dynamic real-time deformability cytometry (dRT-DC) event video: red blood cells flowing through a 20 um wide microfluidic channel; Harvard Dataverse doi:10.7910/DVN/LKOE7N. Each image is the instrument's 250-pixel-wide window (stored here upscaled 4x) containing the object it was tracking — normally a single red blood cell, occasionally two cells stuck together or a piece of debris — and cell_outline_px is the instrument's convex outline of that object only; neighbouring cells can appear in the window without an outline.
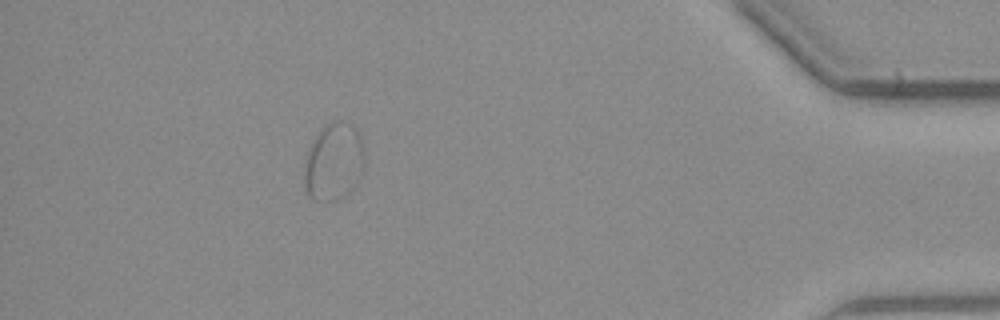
{"species": "common noctule bat (a hibernating species)", "species_latin": "Nyctalus noctula", "temperature_condition": "warm", "stored_images_in_passage": 46, "segment_of_instrument_passage": [2, 2], "camera_frame_rate_fps": 3000, "um_per_image_px": 0.085, "animal": {"sex": "male", "body_mass_g": 23.1, "forearm_length_mm": 52.7}, "frame": {"image": 1, "passage_image": 41, "time_ms": 13.333, "image_size_px": [1000, 320], "cell_outline_px": [[364, 164], [356, 184], [344, 196], [336, 200], [312, 200], [308, 196], [304, 188], [304, 160], [312, 140], [332, 120], [344, 120], [360, 136], [364, 144]], "centroid_in_image_um": [28.34, 13.77], "position_along_channel_um": 406.9, "area_um2": 27.22}}